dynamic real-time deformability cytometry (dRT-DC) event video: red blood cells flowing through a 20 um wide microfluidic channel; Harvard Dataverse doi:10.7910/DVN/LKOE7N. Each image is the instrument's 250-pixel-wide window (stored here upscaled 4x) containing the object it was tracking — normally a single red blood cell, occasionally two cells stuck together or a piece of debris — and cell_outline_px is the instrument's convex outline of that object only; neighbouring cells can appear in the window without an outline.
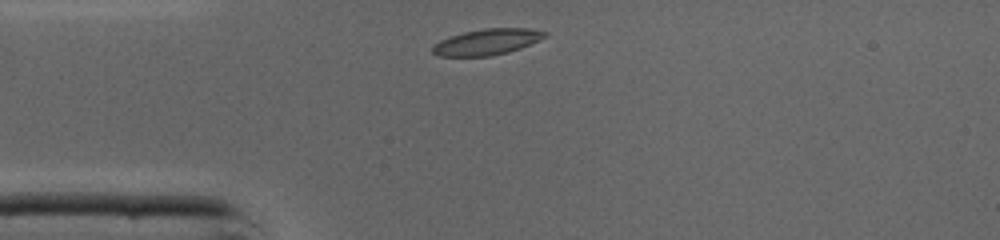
{"species": "common noctule bat (a hibernating species)", "species_latin": "Nyctalus noctula", "temperature_condition": "cold", "stored_images_in_passage": 27, "camera_frame_rate_fps": 3000, "um_per_image_px": 0.085, "animal": {"sex": "male", "body_mass_g": 19.0, "forearm_length_mm": 50.8}, "frame": {"image": 1, "passage_image": 1, "time_ms": 0.0, "image_size_px": [1000, 240], "cell_outline_px": [[548, 36], [520, 48], [508, 52], [488, 56], [440, 56], [432, 52], [432, 44], [440, 40], [464, 32], [484, 28], [528, 28], [548, 32]], "centroid_in_image_um": [41.4, 3.55], "position_along_channel_um": 43.6, "area_um2": 16.94}}
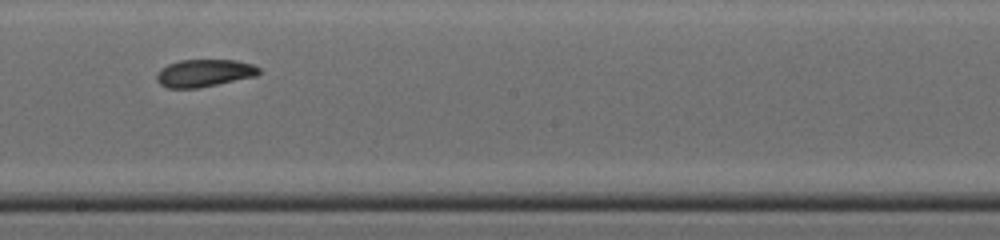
{"frame": {"image": 2, "passage_image": 15, "time_ms": 4.667, "image_size_px": [1000, 240], "cell_outline_px": [[260, 72], [256, 76], [196, 88], [168, 88], [160, 84], [156, 80], [156, 76], [160, 68], [168, 64], [180, 60], [236, 60], [252, 64], [260, 68]], "centroid_in_image_um": [17.34, 6.2], "position_along_channel_um": 230.9, "area_um2": 16.3}}
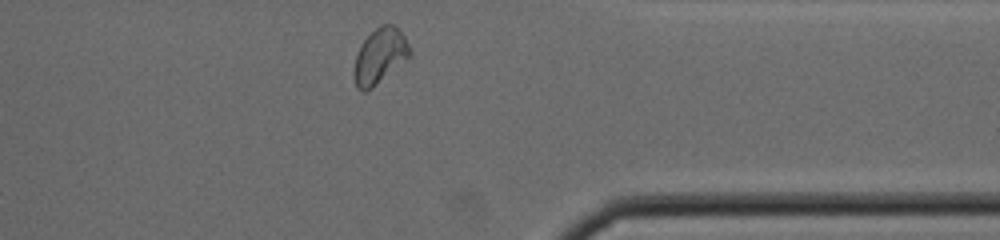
{"frame": {"image": 3, "passage_image": 26, "time_ms": 8.333, "image_size_px": [1000, 240], "cell_outline_px": [[412, 56], [372, 88], [364, 92], [360, 92], [356, 88], [356, 56], [360, 44], [380, 24], [392, 24], [404, 36], [412, 52]], "centroid_in_image_um": [32.32, 4.77], "position_along_channel_um": 379.1, "area_um2": 17.69}, "authors_computed_cell_mechanics": {"area_um2": 16.8198, "velocity_mm_per_s": 4.3254, "shape_relaxation_time_tau1_ms": 7.0045, "shape_relaxation_time_tau2_ms": 2.7311, "deformation_change_tau1": 0.1822, "deformation_change_tau2": 0.0561}}